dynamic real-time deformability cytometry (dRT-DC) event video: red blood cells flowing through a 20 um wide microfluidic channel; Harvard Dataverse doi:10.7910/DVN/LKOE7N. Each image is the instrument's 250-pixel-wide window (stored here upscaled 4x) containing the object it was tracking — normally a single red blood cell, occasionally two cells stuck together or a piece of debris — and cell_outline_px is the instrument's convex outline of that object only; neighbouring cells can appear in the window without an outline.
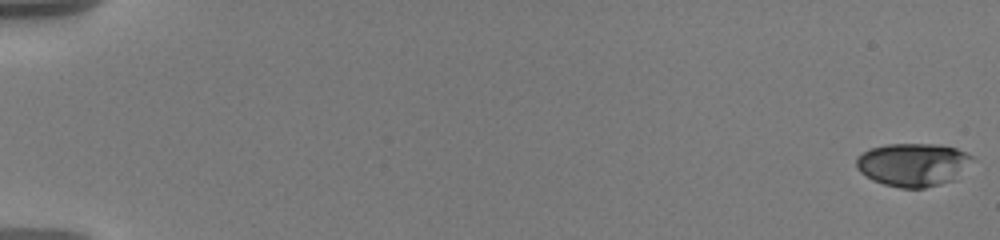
{"species": "human", "species_latin": "Homo sapiens", "temperature_condition": "warm", "stored_images_in_passage": 58, "camera_frame_rate_fps": 3000, "um_per_image_px": 0.085, "donor": {"sex": "male"}, "frame": {"image": 1, "passage_image": 1, "time_ms": 0.0, "image_size_px": [1000, 240], "cell_outline_px": [[976, 160], [956, 180], [924, 188], [900, 188], [884, 184], [872, 180], [860, 172], [856, 168], [856, 160], [864, 152], [872, 148], [888, 144], [936, 144], [956, 148], [972, 156]], "centroid_in_image_um": [77.67, 14.0], "position_along_channel_um": 7.3, "area_um2": 29.42}}
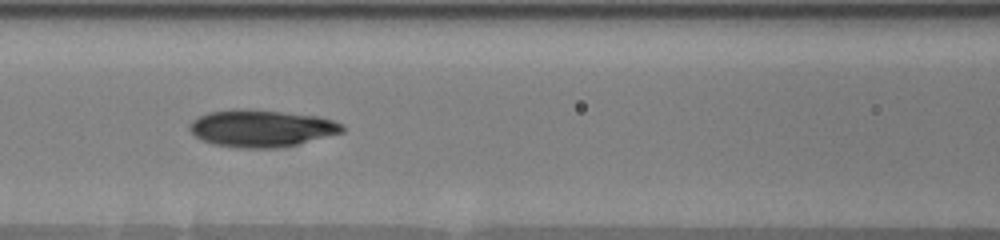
{"frame": {"image": 2, "passage_image": 28, "time_ms": 9.0, "image_size_px": [1000, 240], "cell_outline_px": [[344, 132], [280, 148], [240, 148], [216, 144], [204, 140], [196, 136], [188, 128], [188, 124], [192, 120], [208, 112], [236, 108], [280, 112], [320, 116], [344, 124]], "centroid_in_image_um": [22.23, 10.9], "position_along_channel_um": 144.4, "area_um2": 32.83}}
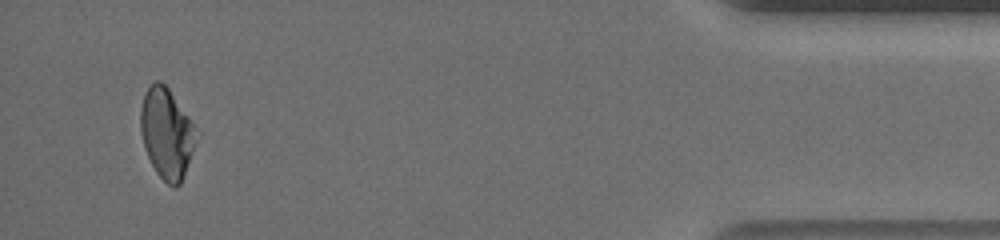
{"frame": {"image": 3, "passage_image": 56, "time_ms": 18.333, "image_size_px": [1000, 240], "cell_outline_px": [[200, 136], [184, 176], [180, 184], [176, 188], [172, 188], [156, 172], [144, 148], [140, 132], [140, 108], [144, 96], [148, 88], [156, 80], [160, 80], [168, 88], [200, 132]], "centroid_in_image_um": [14.21, 11.36], "position_along_channel_um": 421.0, "area_um2": 29.71}, "authors_computed_cell_mechanics": {"area_um2": 30.2872, "velocity_mm_per_s": 3.6066, "shape_relaxation_time_tau1_ms": 5.2947, "shape_relaxation_time_tau2_ms": 4.4497, "deformation_change_tau1": 0.1567, "deformation_change_tau2": 0.0787}}